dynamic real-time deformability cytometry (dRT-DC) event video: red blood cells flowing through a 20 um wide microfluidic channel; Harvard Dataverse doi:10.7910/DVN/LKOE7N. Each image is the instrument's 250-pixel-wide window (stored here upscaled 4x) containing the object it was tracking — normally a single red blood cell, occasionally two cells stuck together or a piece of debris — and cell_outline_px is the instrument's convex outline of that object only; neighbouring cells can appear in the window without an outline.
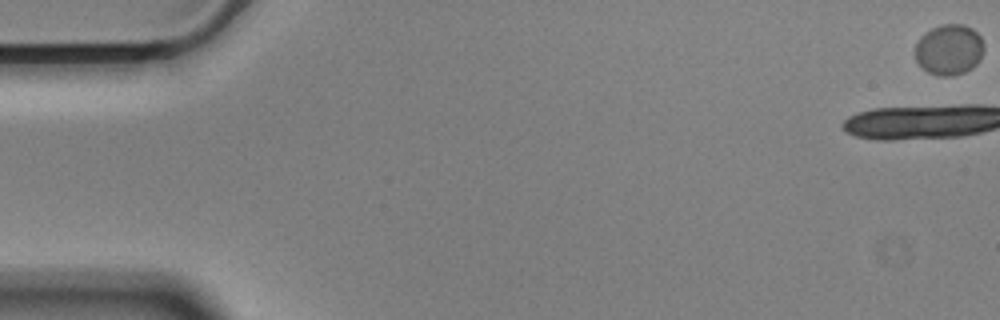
{"species": "Egyptian fruit bat (a non-hibernating species)", "species_latin": "Rousettus aegyptiacus", "temperature_condition": "cold", "stored_images_in_passage": 45, "camera_frame_rate_fps": 3000, "um_per_image_px": 0.085, "animal": {"sex": "male"}, "frame": {"image": 1, "passage_image": 1, "time_ms": 0.0, "image_size_px": [1000, 320], "cell_outline_px": [[984, 48], [976, 64], [972, 68], [964, 72], [952, 76], [940, 76], [928, 72], [916, 60], [916, 44], [920, 36], [924, 32], [940, 24], [964, 24], [972, 28], [980, 36], [984, 44]], "centroid_in_image_um": [80.67, 4.2], "position_along_channel_um": 4.3, "area_um2": 20.29}}